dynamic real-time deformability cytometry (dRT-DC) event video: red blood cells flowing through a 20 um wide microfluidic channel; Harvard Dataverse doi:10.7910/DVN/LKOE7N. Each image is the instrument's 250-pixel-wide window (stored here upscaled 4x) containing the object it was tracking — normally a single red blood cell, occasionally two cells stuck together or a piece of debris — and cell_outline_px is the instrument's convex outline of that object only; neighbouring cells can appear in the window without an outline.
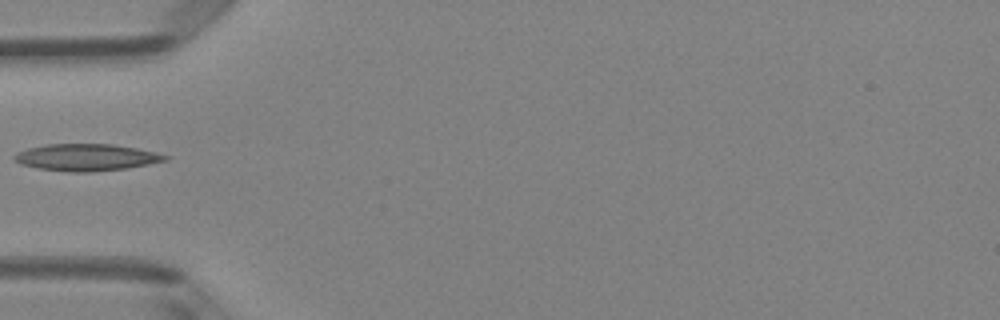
{"species": "Egyptian fruit bat (a non-hibernating species)", "species_latin": "Rousettus aegyptiacus", "temperature_condition": "room temperature", "stored_images_in_passage": 11, "camera_frame_rate_fps": 3000, "um_per_image_px": 0.085, "animal": {"sex": "female"}, "frame": {"image": 1, "passage_image": 1, "time_ms": 0.0, "image_size_px": [1000, 320], "cell_outline_px": [[172, 156], [168, 160], [148, 164], [124, 168], [92, 172], [68, 172], [36, 168], [20, 164], [12, 160], [12, 156], [16, 152], [28, 148], [44, 144], [112, 144], [136, 148]], "centroid_in_image_um": [7.29, 13.37], "position_along_channel_um": 77.7, "area_um2": 23.81}}
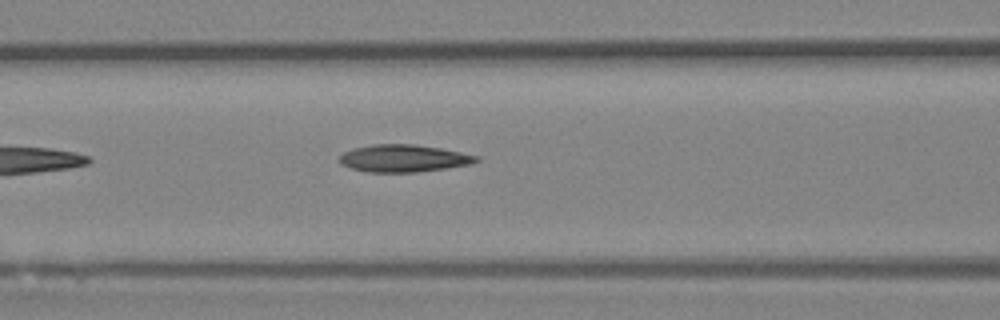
{"frame": {"image": 2, "passage_image": 5, "time_ms": 1.333, "image_size_px": [1000, 320], "cell_outline_px": [[480, 160], [468, 164], [444, 168], [416, 172], [368, 172], [352, 168], [340, 164], [336, 160], [344, 152], [352, 148], [372, 144], [416, 144], [440, 148], [480, 156]], "centroid_in_image_um": [34.26, 13.45], "position_along_channel_um": 132.3, "area_um2": 21.79}}